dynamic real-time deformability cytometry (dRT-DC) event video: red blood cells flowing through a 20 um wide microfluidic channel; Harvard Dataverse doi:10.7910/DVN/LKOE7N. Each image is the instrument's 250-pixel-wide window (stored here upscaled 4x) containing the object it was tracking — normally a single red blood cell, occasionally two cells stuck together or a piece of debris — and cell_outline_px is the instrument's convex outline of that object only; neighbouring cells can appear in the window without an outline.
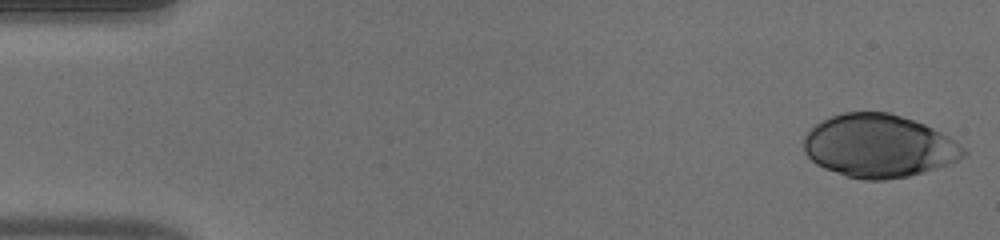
{"species": "human", "species_latin": "Homo sapiens", "temperature_condition": "warm", "stored_images_in_passage": 50, "camera_frame_rate_fps": 3000, "um_per_image_px": 0.085, "donor": {"sex": "male"}, "frame": {"image": 1, "passage_image": 1, "time_ms": 0.0, "image_size_px": [1000, 240], "cell_outline_px": [[968, 152], [964, 156], [948, 164], [924, 172], [908, 176], [884, 180], [864, 180], [848, 176], [824, 168], [816, 164], [804, 152], [804, 136], [820, 120], [844, 112], [888, 112], [924, 124], [956, 140]], "centroid_in_image_um": [74.69, 12.41], "position_along_channel_um": 10.3, "area_um2": 58.38}}
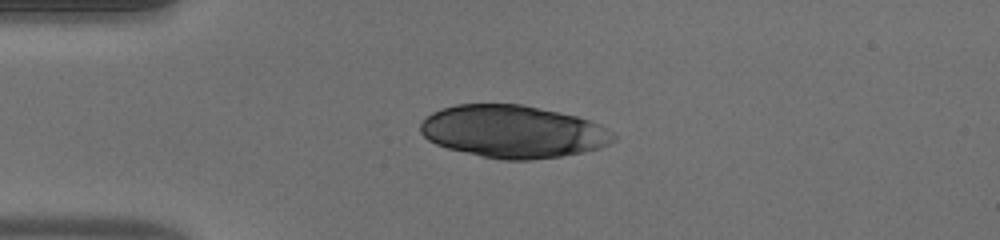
{"frame": {"image": 2, "passage_image": 12, "time_ms": 3.667, "image_size_px": [1000, 240], "cell_outline_px": [[616, 140], [600, 148], [560, 156], [528, 160], [500, 160], [448, 148], [436, 144], [428, 140], [420, 132], [420, 124], [432, 112], [456, 104], [524, 104], [576, 116], [600, 124], [612, 132], [616, 136]], "centroid_in_image_um": [43.61, 11.18], "position_along_channel_um": 41.4, "area_um2": 58.9}}